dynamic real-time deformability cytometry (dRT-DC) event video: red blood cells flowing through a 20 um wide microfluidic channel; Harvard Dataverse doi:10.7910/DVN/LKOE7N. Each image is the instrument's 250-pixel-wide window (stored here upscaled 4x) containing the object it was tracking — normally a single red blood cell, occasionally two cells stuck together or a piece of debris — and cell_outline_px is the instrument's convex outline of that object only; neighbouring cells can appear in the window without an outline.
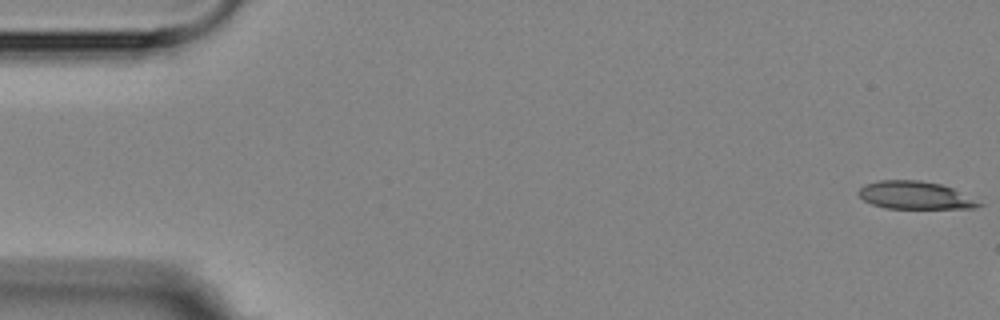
{"species": "Egyptian fruit bat (a non-hibernating species)", "species_latin": "Rousettus aegyptiacus", "temperature_condition": "room temperature", "stored_images_in_passage": 3, "camera_frame_rate_fps": 3000, "um_per_image_px": 0.085, "animal": {"sex": "female"}, "frame": {"image": 1, "passage_image": 1, "time_ms": 0.0, "image_size_px": [1000, 320], "cell_outline_px": [[984, 204], [972, 208], [888, 208], [872, 204], [864, 200], [856, 192], [864, 184], [880, 180], [920, 180], [940, 184], [952, 188]], "centroid_in_image_um": [77.73, 16.59], "position_along_channel_um": 7.3, "area_um2": 19.25}}